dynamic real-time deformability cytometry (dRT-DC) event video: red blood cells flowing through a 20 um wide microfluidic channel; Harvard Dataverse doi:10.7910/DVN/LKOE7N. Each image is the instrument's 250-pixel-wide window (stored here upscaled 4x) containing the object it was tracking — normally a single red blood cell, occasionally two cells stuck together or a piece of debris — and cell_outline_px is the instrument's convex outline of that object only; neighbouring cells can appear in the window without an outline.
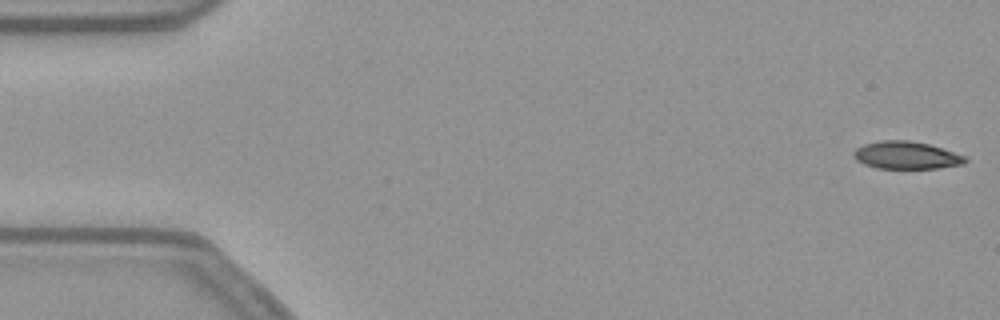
{"species": "common noctule bat (a hibernating species)", "species_latin": "Nyctalus noctula", "temperature_condition": "warm", "stored_images_in_passage": 53, "camera_frame_rate_fps": 3000, "um_per_image_px": 0.085, "animal": {"sex": "female", "body_mass_g": 21.9}, "frame": {"image": 1, "passage_image": 1, "time_ms": 0.0, "image_size_px": [1000, 320], "cell_outline_px": [[968, 160], [964, 164], [940, 168], [876, 168], [864, 164], [856, 160], [852, 156], [852, 152], [856, 148], [864, 144], [880, 140], [908, 140], [928, 144], [968, 156]], "centroid_in_image_um": [77.04, 13.2], "position_along_channel_um": 8.0, "area_um2": 18.09}}
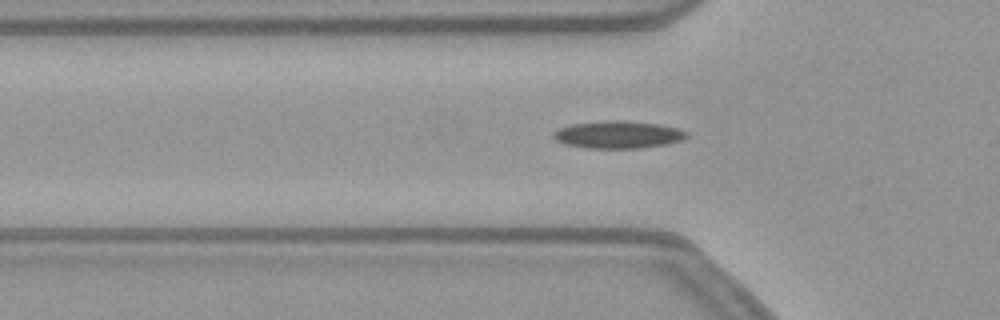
{"frame": {"image": 2, "passage_image": 17, "time_ms": 5.333, "image_size_px": [1000, 320], "cell_outline_px": [[688, 136], [680, 140], [664, 144], [640, 148], [584, 148], [564, 144], [556, 140], [552, 136], [552, 132], [560, 128], [572, 124], [604, 120], [620, 120], [660, 124], [680, 128], [688, 132]], "centroid_in_image_um": [52.52, 11.44], "position_along_channel_um": 73.3, "area_um2": 21.39}}
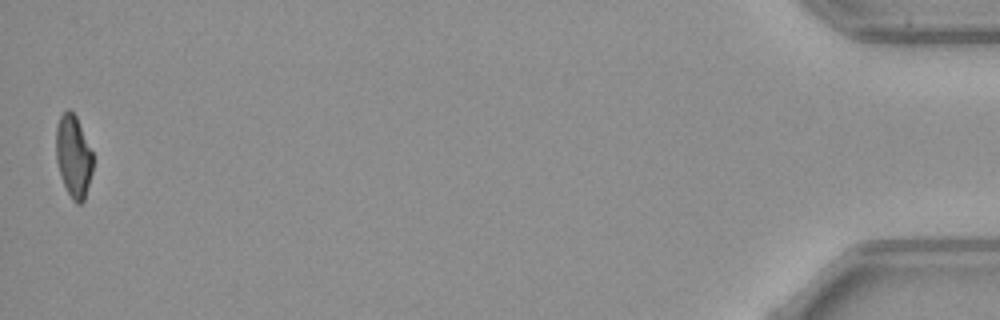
{"frame": {"image": 3, "passage_image": 53, "time_ms": 17.333, "image_size_px": [1000, 320], "cell_outline_px": [[92, 172], [84, 200], [80, 204], [76, 204], [72, 200], [60, 176], [56, 160], [56, 128], [60, 116], [68, 108], [76, 116], [92, 152]], "centroid_in_image_um": [6.23, 13.3], "position_along_channel_um": 429.0, "area_um2": 17.51}, "authors_computed_cell_mechanics": {"area_um2": 19.363, "velocity_mm_per_s": 3.809, "shape_relaxation_time_tau1_ms": 7.7586, "shape_relaxation_time_tau2_ms": 3.6908, "deformation_change_tau1": 0.2188, "deformation_change_tau2": 0.1124}}